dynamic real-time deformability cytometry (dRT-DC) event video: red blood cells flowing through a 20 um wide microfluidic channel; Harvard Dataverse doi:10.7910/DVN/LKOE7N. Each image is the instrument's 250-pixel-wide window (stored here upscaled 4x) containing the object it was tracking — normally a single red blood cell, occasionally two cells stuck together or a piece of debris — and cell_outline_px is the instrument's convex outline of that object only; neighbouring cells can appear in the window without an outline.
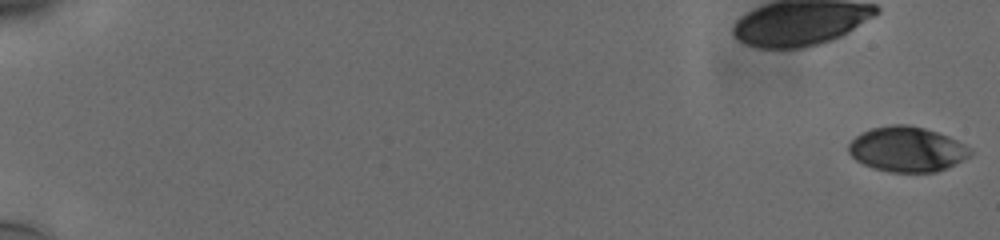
{"species": "human", "species_latin": "Homo sapiens", "temperature_condition": "cold", "stored_images_in_passage": 58, "camera_frame_rate_fps": 3000, "um_per_image_px": 0.085, "donor": {"sex": "male"}, "frame": {"image": 1, "passage_image": 1, "time_ms": 0.0, "image_size_px": [1000, 240], "cell_outline_px": [[972, 152], [968, 156], [936, 172], [888, 172], [872, 168], [856, 160], [848, 152], [848, 144], [856, 136], [872, 128], [892, 124], [908, 124], [924, 128], [948, 136], [964, 144]], "centroid_in_image_um": [77.04, 12.68], "position_along_channel_um": 8.0, "area_um2": 31.56}}
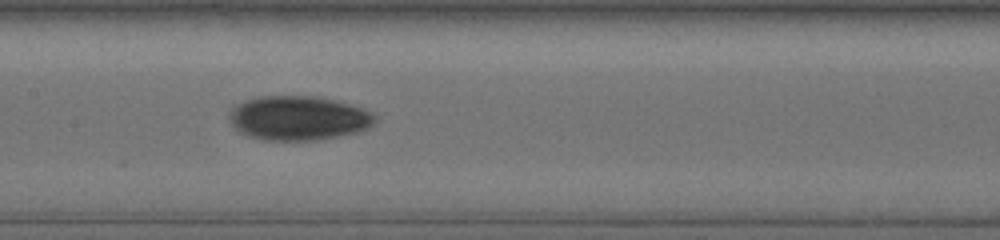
{"frame": {"image": 2, "passage_image": 32, "time_ms": 10.333, "image_size_px": [1000, 240], "cell_outline_px": [[376, 120], [368, 128], [356, 132], [320, 140], [264, 140], [248, 136], [240, 132], [232, 124], [228, 116], [240, 104], [248, 100], [260, 96], [316, 96], [348, 104], [372, 112], [376, 116]], "centroid_in_image_um": [25.39, 10.05], "position_along_channel_um": 182.0, "area_um2": 37.11}}
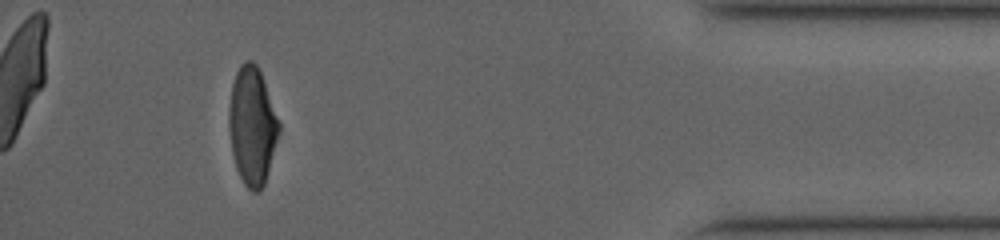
{"frame": {"image": 3, "passage_image": 54, "time_ms": 17.667, "image_size_px": [1000, 240], "cell_outline_px": [[280, 128], [264, 184], [256, 192], [252, 192], [244, 184], [236, 168], [232, 152], [228, 128], [228, 108], [232, 84], [236, 72], [240, 64], [244, 60], [252, 60], [256, 64], [260, 72], [280, 120]], "centroid_in_image_um": [21.41, 10.66], "position_along_channel_um": 413.8, "area_um2": 34.28}, "authors_computed_cell_mechanics": {"area_um2": 34.3332, "velocity_mm_per_s": 3.7745, "shape_relaxation_time_tau1_ms": 6.1282, "shape_relaxation_time_tau2_ms": 4.0231, "deformation_change_tau1": 0.1758, "deformation_change_tau2": 0.0755}}